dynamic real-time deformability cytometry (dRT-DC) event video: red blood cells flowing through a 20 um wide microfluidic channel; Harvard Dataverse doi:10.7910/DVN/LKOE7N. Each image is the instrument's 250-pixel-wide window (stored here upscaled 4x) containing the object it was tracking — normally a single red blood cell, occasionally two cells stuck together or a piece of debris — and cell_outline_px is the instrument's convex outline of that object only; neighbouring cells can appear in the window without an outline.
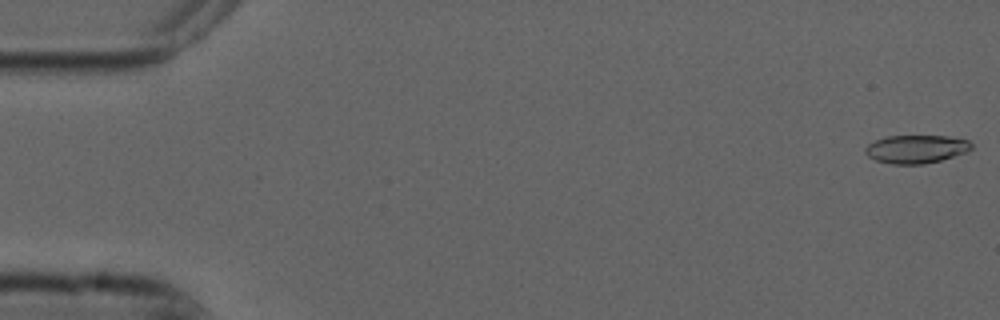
{"species": "common noctule bat (a hibernating species)", "species_latin": "Nyctalus noctula", "temperature_condition": "cold", "stored_images_in_passage": 16, "camera_frame_rate_fps": 3000, "um_per_image_px": 0.085, "animal": {"sex": "male", "forearm_length_mm": 52.5}, "frame": {"image": 1, "passage_image": 1, "time_ms": 0.0, "image_size_px": [1000, 320], "cell_outline_px": [[972, 148], [968, 152], [940, 160], [924, 164], [892, 164], [876, 160], [868, 156], [864, 152], [864, 148], [868, 144], [884, 136], [948, 136], [968, 140], [972, 144]], "centroid_in_image_um": [77.87, 12.67], "position_along_channel_um": 7.1, "area_um2": 17.51}}
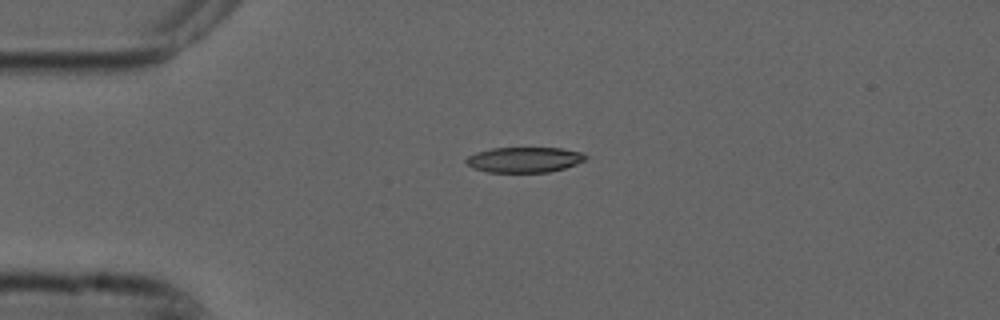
{"frame": {"image": 2, "passage_image": 13, "time_ms": 4.0, "image_size_px": [1000, 320], "cell_outline_px": [[588, 156], [584, 160], [576, 164], [564, 168], [548, 172], [488, 172], [472, 168], [464, 160], [468, 156], [476, 152], [492, 148], [560, 148], [584, 152]], "centroid_in_image_um": [44.57, 13.57], "position_along_channel_um": 40.4, "area_um2": 17.69}}